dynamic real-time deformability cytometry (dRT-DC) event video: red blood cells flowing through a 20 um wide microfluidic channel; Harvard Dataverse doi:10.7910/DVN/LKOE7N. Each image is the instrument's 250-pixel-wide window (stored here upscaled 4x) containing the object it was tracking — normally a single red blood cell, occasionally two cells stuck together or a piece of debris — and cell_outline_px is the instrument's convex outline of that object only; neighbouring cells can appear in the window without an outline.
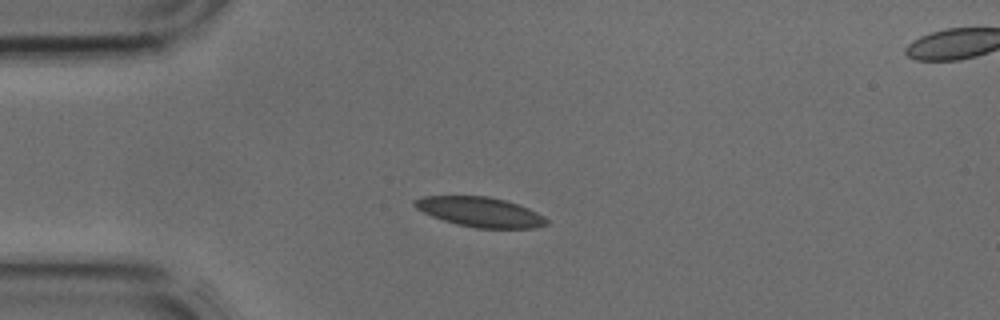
{"species": "common noctule bat (a hibernating species)", "species_latin": "Nyctalus noctula", "temperature_condition": "cold", "stored_images_in_passage": 34, "camera_frame_rate_fps": 3000, "um_per_image_px": 0.085, "animal": {"sex": "male", "body_mass_g": 17.9, "forearm_length_mm": 54.2}, "frame": {"image": 1, "passage_image": 10, "time_ms": 3.0, "image_size_px": [1000, 320], "cell_outline_px": [[548, 224], [536, 228], [476, 228], [456, 224], [432, 216], [416, 208], [412, 204], [412, 200], [424, 196], [488, 196], [504, 200], [528, 208], [544, 216], [548, 220]], "centroid_in_image_um": [40.8, 18.02], "position_along_channel_um": 44.2, "area_um2": 22.83}}